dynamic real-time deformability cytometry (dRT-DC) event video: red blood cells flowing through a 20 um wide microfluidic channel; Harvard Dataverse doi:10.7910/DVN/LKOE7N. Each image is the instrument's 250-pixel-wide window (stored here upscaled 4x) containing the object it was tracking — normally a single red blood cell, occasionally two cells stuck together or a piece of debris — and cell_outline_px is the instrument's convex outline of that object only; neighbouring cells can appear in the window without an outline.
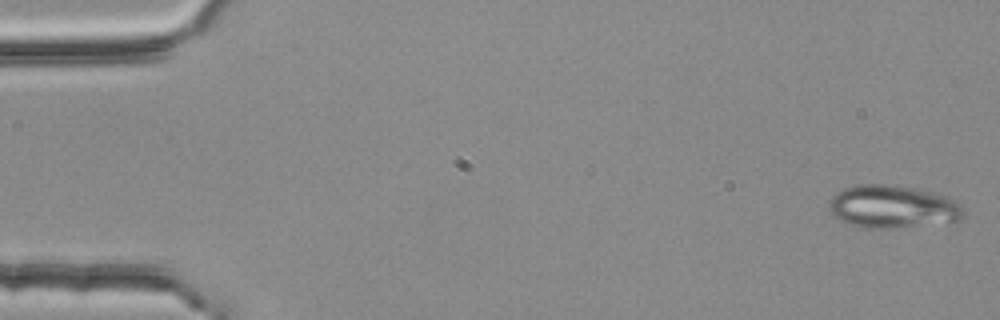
{"species": "common noctule bat (a hibernating species)", "species_latin": "Nyctalus noctula", "temperature_condition": "room temperature", "stored_images_in_passage": 5, "camera_frame_rate_fps": 3000, "um_per_image_px": 0.085, "animal": {"sex": "female", "body_mass_g": 25.1}, "frame": {"image": 1, "passage_image": 1, "time_ms": 0.0, "image_size_px": [1000, 320], "cell_outline_px": [[964, 216], [956, 224], [900, 228], [864, 228], [848, 224], [832, 216], [828, 208], [832, 196], [840, 188], [856, 184], [888, 184], [936, 192], [948, 196], [960, 204], [964, 208]], "centroid_in_image_um": [75.93, 17.59], "position_along_channel_um": 9.1, "area_um2": 34.85}}